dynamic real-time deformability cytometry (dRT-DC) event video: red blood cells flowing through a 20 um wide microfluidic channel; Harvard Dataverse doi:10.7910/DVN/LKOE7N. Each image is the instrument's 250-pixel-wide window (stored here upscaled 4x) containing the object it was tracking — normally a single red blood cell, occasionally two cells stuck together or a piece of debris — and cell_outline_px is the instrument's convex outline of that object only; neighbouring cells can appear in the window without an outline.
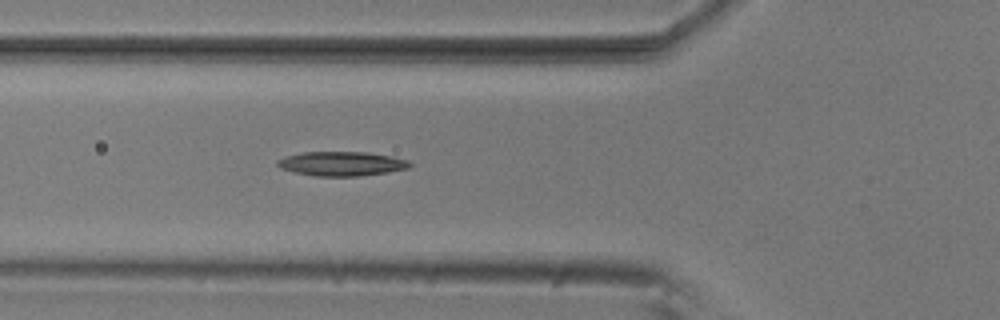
{"species": "common noctule bat (a hibernating species)", "species_latin": "Nyctalus noctula", "temperature_condition": "room temperature", "stored_images_in_passage": 4, "camera_frame_rate_fps": 3000, "um_per_image_px": 0.085, "animal": {"sex": "male", "body_mass_g": 20.5, "forearm_length_mm": 52.5}, "frame": {"image": 1, "passage_image": 4, "time_ms": 1.0, "image_size_px": [1000, 320], "cell_outline_px": [[412, 164], [408, 168], [388, 172], [360, 176], [316, 176], [296, 172], [280, 168], [276, 164], [276, 160], [284, 156], [304, 152], [364, 152], [392, 156], [408, 160]], "centroid_in_image_um": [29.03, 13.91], "position_along_channel_um": 96.8, "area_um2": 18.73}}